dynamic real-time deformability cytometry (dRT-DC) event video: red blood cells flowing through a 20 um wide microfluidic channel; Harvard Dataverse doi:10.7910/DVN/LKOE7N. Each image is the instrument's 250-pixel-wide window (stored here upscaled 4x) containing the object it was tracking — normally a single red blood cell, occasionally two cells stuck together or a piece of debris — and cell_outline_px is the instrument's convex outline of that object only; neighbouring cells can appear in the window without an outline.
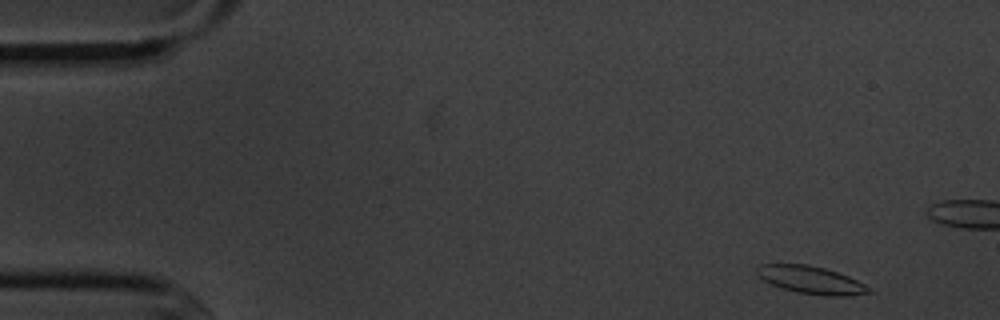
{"species": "common noctule bat (a hibernating species)", "species_latin": "Nyctalus noctula", "temperature_condition": "cold", "stored_images_in_passage": 4, "camera_frame_rate_fps": 3000, "um_per_image_px": 0.085, "animal": {"sex": "male", "body_mass_g": 20.1, "forearm_length_mm": 53.5}, "frame": {"image": 1, "passage_image": 1, "time_ms": 0.0, "image_size_px": [1000, 320], "cell_outline_px": [[876, 292], [848, 296], [828, 296], [796, 292], [772, 284], [764, 280], [756, 272], [756, 268], [760, 264], [808, 264], [824, 268], [848, 276], [872, 288]], "centroid_in_image_um": [68.99, 23.8], "position_along_channel_um": 16.0, "area_um2": 17.98}}